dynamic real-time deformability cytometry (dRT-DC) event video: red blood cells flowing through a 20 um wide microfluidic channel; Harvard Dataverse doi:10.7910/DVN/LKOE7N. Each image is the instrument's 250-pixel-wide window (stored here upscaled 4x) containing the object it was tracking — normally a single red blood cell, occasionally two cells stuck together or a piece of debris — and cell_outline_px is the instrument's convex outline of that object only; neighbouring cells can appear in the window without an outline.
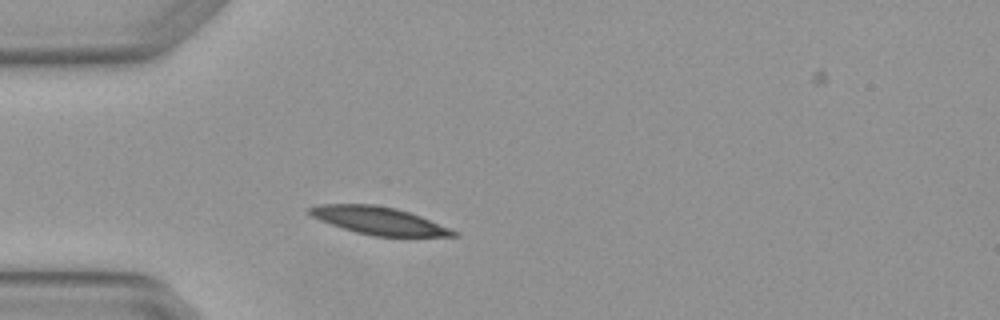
{"species": "Egyptian fruit bat (a non-hibernating species)", "species_latin": "Rousettus aegyptiacus", "temperature_condition": "warm", "stored_images_in_passage": 3, "camera_frame_rate_fps": 3000, "um_per_image_px": 0.085, "animal": {"sex": "female"}, "frame": {"image": 1, "passage_image": 2, "time_ms": 0.333, "image_size_px": [1000, 320], "cell_outline_px": [[456, 236], [372, 236], [356, 232], [320, 220], [312, 216], [308, 212], [308, 208], [320, 204], [372, 204], [396, 208], [420, 216], [448, 228], [456, 232]], "centroid_in_image_um": [32.15, 18.74], "position_along_channel_um": 52.9, "area_um2": 22.66}}